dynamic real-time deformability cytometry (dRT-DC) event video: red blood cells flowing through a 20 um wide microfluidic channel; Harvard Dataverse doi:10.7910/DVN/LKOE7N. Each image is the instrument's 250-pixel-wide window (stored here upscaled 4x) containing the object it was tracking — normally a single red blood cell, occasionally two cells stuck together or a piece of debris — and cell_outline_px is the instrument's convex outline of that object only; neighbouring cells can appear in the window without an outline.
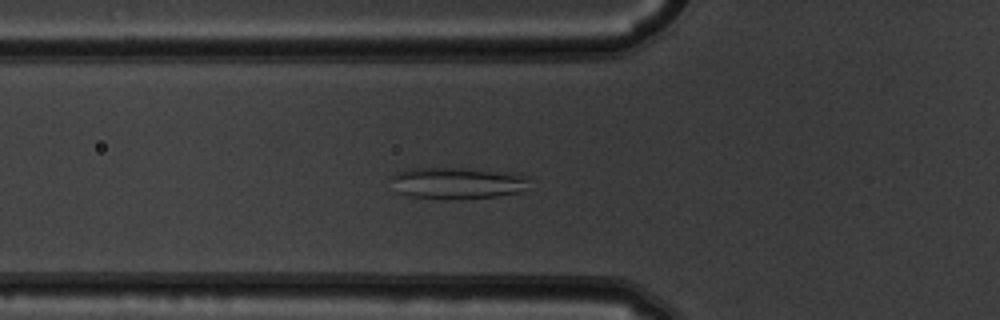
{"species": "common noctule bat (a hibernating species)", "species_latin": "Nyctalus noctula", "temperature_condition": "warm", "stored_images_in_passage": 49, "segment_of_instrument_passage": [1, 2], "camera_frame_rate_fps": 3000, "um_per_image_px": 0.085, "animal": {"sex": "male", "body_mass_g": 19.5, "forearm_length_mm": 54.6}, "frame": {"image": 1, "passage_image": 14, "time_ms": 4.333, "image_size_px": [1000, 320], "cell_outline_px": [[528, 180], [524, 188], [520, 192], [496, 196], [452, 200], [444, 200], [408, 196], [396, 192], [392, 180], [392, 176], [396, 172], [408, 168], [468, 168], [516, 172], [528, 176]], "centroid_in_image_um": [38.86, 15.56], "position_along_channel_um": 86.9, "area_um2": 26.01}}
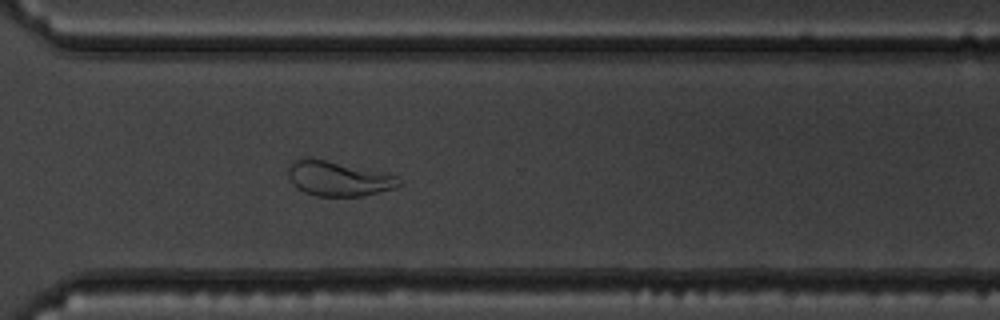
{"frame": {"image": 2, "passage_image": 34, "time_ms": 11.0, "image_size_px": [1000, 320], "cell_outline_px": [[400, 184], [396, 188], [360, 196], [316, 196], [304, 192], [296, 188], [292, 184], [288, 176], [288, 168], [292, 160], [324, 160], [396, 176], [400, 180]], "centroid_in_image_um": [28.71, 15.22], "position_along_channel_um": 341.9, "area_um2": 21.73}}
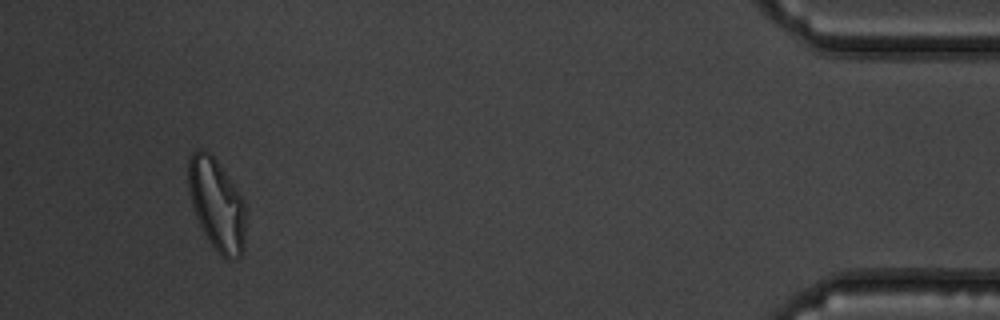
{"frame": {"image": 3, "passage_image": 45, "time_ms": 14.667, "image_size_px": [1000, 320], "cell_outline_px": [[244, 248], [240, 256], [236, 260], [224, 260], [220, 256], [208, 240], [196, 216], [188, 192], [188, 160], [192, 152], [196, 148], [200, 148], [208, 152], [216, 160], [236, 188], [244, 200]], "centroid_in_image_um": [18.41, 17.4], "position_along_channel_um": 416.8, "area_um2": 30.63}}